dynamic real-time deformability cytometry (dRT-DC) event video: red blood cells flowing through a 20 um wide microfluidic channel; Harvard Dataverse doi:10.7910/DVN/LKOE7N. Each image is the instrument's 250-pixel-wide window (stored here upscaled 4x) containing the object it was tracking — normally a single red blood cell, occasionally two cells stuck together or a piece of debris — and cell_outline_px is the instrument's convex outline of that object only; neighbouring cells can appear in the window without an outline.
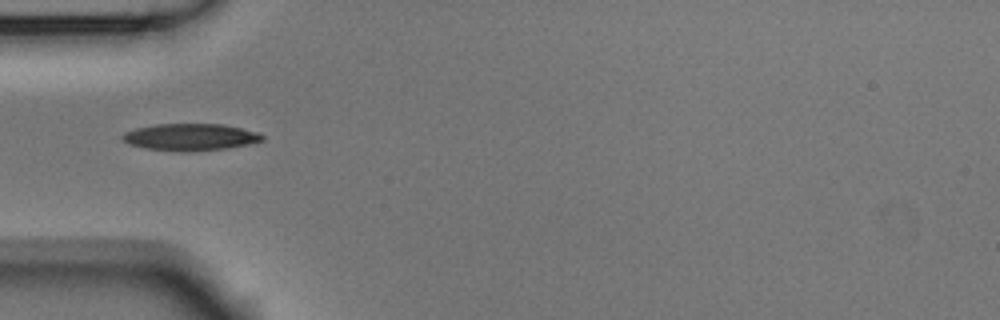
{"species": "Egyptian fruit bat (a non-hibernating species)", "species_latin": "Rousettus aegyptiacus", "temperature_condition": "room temperature", "stored_images_in_passage": 11, "camera_frame_rate_fps": 3000, "um_per_image_px": 0.085, "animal": {"sex": "male"}, "frame": {"image": 1, "passage_image": 1, "time_ms": 0.0, "image_size_px": [1000, 320], "cell_outline_px": [[264, 140], [248, 144], [228, 148], [188, 152], [180, 152], [144, 148], [128, 144], [120, 140], [120, 136], [124, 132], [136, 128], [156, 124], [224, 124], [256, 132], [264, 136]], "centroid_in_image_um": [16.12, 11.66], "position_along_channel_um": 68.9, "area_um2": 22.14}}